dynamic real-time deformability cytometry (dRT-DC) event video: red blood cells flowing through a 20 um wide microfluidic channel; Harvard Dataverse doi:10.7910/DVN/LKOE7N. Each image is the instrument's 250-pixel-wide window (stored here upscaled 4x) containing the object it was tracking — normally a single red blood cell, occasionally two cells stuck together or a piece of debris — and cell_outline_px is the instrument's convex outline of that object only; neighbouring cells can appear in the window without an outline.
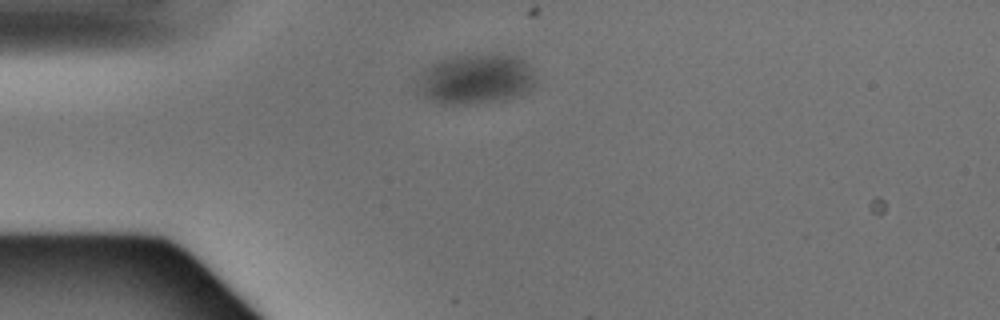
{"species": "Egyptian fruit bat (a non-hibernating species)", "species_latin": "Rousettus aegyptiacus", "temperature_condition": "warm", "stored_images_in_passage": 1, "camera_frame_rate_fps": 3000, "um_per_image_px": 0.085, "animal": {"sex": "male"}, "frame": {"image": 1, "passage_image": 1, "time_ms": 0.0, "image_size_px": [1000, 320], "cell_outline_px": [[532, 88], [528, 92], [520, 96], [500, 100], [476, 104], [444, 104], [432, 100], [424, 92], [420, 84], [428, 68], [432, 64], [440, 60], [464, 56], [520, 56], [532, 68]], "centroid_in_image_um": [40.56, 6.75], "position_along_channel_um": 44.4, "area_um2": 32.89}}